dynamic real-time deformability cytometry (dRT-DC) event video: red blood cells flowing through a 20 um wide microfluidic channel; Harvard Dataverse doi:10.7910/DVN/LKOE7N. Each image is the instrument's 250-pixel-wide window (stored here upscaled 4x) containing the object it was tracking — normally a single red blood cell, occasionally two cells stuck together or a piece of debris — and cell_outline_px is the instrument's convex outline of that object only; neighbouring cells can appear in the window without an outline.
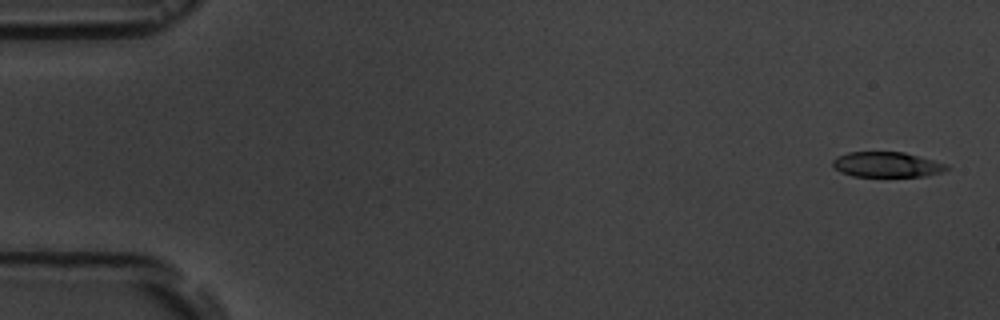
{"species": "common noctule bat (a hibernating species)", "species_latin": "Nyctalus noctula", "temperature_condition": "room temperature", "stored_images_in_passage": 5, "camera_frame_rate_fps": 3000, "um_per_image_px": 0.085, "animal": {"sex": "male", "body_mass_g": 19.5, "forearm_length_mm": 54.6}, "frame": {"image": 1, "passage_image": 1, "time_ms": 0.0, "image_size_px": [1000, 320], "cell_outline_px": [[948, 168], [944, 172], [924, 176], [852, 176], [840, 172], [832, 164], [832, 160], [836, 156], [848, 152], [904, 152], [948, 164]], "centroid_in_image_um": [75.37, 13.98], "position_along_channel_um": 9.6, "area_um2": 16.76}}
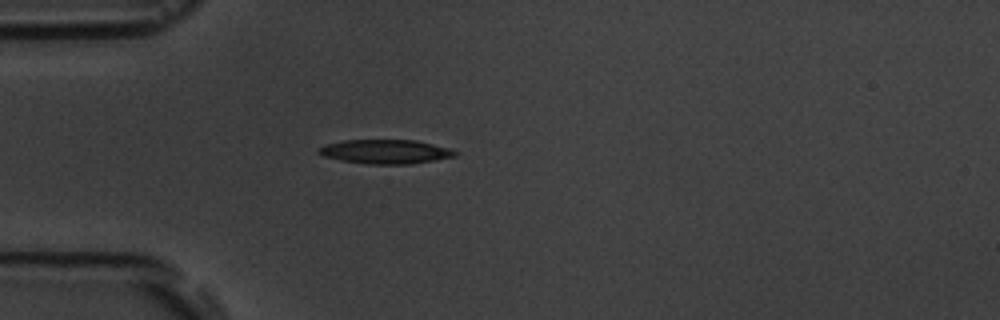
{"frame": {"image": 2, "passage_image": 5, "time_ms": 4.667, "image_size_px": [1000, 320], "cell_outline_px": [[456, 156], [408, 164], [368, 164], [340, 160], [320, 156], [316, 152], [316, 148], [324, 144], [344, 140], [416, 140], [448, 148], [456, 152]], "centroid_in_image_um": [32.64, 12.88], "position_along_channel_um": 52.4, "area_um2": 19.19}}